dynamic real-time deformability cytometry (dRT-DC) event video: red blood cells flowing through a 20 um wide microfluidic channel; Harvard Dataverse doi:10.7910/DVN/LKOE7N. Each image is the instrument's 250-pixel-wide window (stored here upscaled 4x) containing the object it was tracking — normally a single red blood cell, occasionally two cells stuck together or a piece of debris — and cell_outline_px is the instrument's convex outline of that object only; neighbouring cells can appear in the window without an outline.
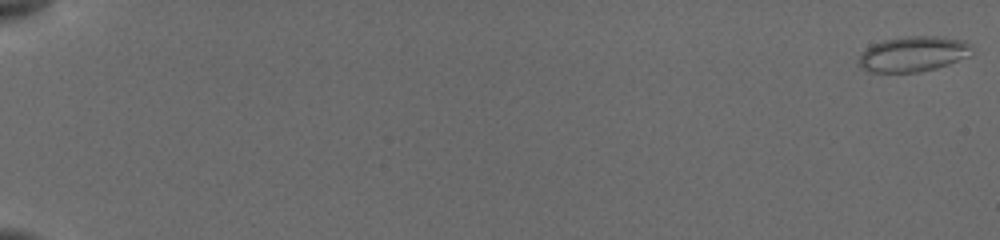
{"species": "common noctule bat (a hibernating species)", "species_latin": "Nyctalus noctula", "temperature_condition": "cold", "stored_images_in_passage": 27, "camera_frame_rate_fps": 3000, "um_per_image_px": 0.085, "animal": {"sex": "female", "body_mass_g": 19.5, "forearm_length_mm": 54.1}, "frame": {"image": 1, "passage_image": 1, "time_ms": 0.0, "image_size_px": [1000, 240], "cell_outline_px": [[968, 56], [948, 64], [936, 68], [916, 72], [868, 72], [860, 68], [856, 64], [860, 56], [872, 44], [884, 40], [908, 36], [932, 36], [964, 40], [968, 44]], "centroid_in_image_um": [77.53, 4.6], "position_along_channel_um": 7.5, "area_um2": 22.89}}
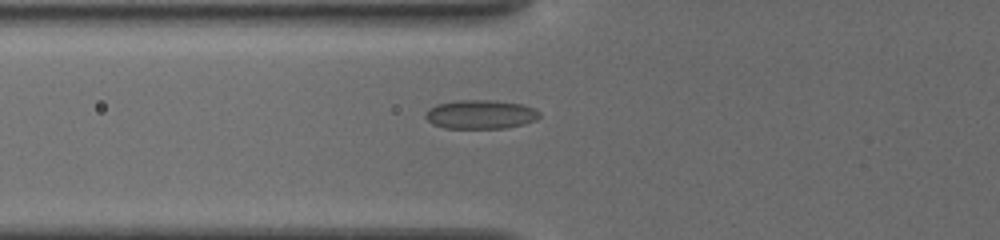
{"frame": {"image": 2, "passage_image": 24, "time_ms": 7.333, "image_size_px": [1000, 240], "cell_outline_px": [[540, 116], [536, 120], [524, 124], [504, 128], [444, 128], [432, 124], [424, 116], [428, 108], [436, 104], [460, 100], [496, 100], [524, 104], [540, 112]], "centroid_in_image_um": [40.84, 9.72], "position_along_channel_um": 85.0, "area_um2": 19.36}}
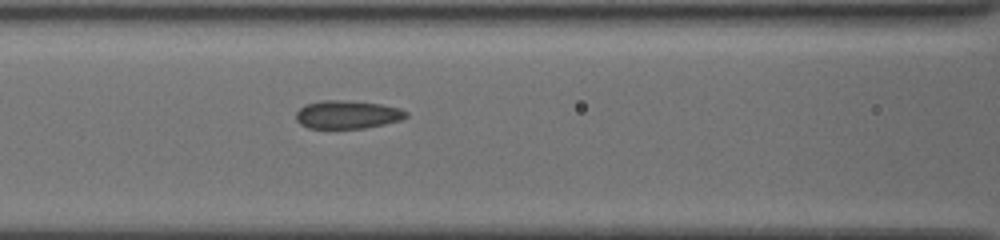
{"frame": {"image": 3, "passage_image": 27, "time_ms": 8.667, "image_size_px": [1000, 240], "cell_outline_px": [[408, 116], [404, 120], [364, 128], [308, 128], [300, 124], [296, 120], [296, 112], [304, 104], [320, 100], [344, 100], [380, 104], [400, 108], [408, 112]], "centroid_in_image_um": [29.53, 9.73], "position_along_channel_um": 137.1, "area_um2": 18.26}}